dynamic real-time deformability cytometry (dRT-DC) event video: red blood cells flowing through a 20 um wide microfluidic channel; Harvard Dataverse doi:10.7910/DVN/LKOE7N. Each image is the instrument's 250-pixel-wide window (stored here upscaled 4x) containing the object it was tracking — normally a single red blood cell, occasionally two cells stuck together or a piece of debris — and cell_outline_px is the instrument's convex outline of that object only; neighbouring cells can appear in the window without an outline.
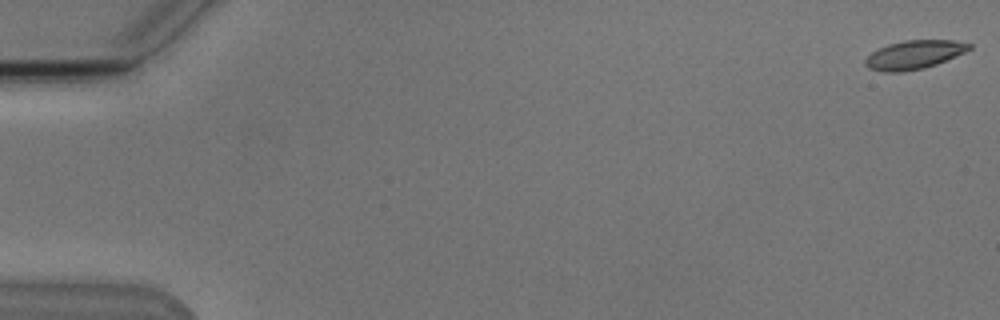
{"species": "Egyptian fruit bat (a non-hibernating species)", "species_latin": "Rousettus aegyptiacus", "temperature_condition": "cold", "stored_images_in_passage": 55, "camera_frame_rate_fps": 3000, "um_per_image_px": 0.085, "animal": {"sex": "male"}, "frame": {"image": 1, "passage_image": 1, "time_ms": 0.0, "image_size_px": [1000, 320], "cell_outline_px": [[972, 48], [964, 52], [936, 64], [924, 68], [900, 72], [888, 72], [868, 68], [864, 64], [864, 60], [872, 52], [888, 44], [904, 40], [952, 40], [972, 44]], "centroid_in_image_um": [77.69, 4.65], "position_along_channel_um": 7.3, "area_um2": 17.17}}
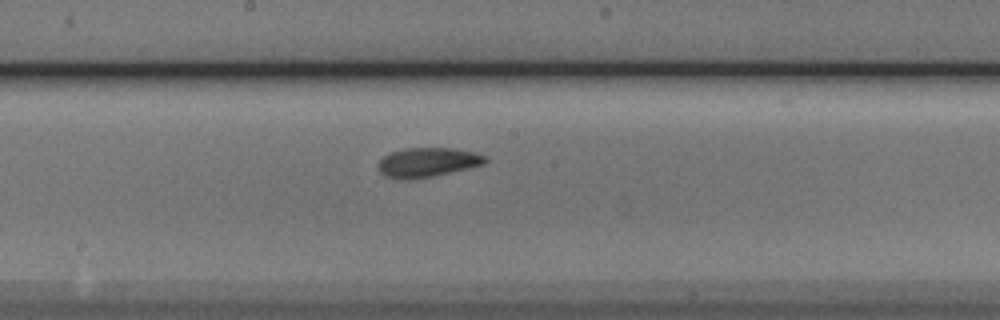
{"frame": {"image": 2, "passage_image": 30, "time_ms": 9.667, "image_size_px": [1000, 320], "cell_outline_px": [[488, 160], [484, 164], [468, 168], [432, 176], [408, 180], [404, 180], [384, 176], [380, 172], [380, 160], [384, 156], [392, 152], [404, 148], [452, 148], [472, 152], [488, 156]], "centroid_in_image_um": [36.36, 13.8], "position_along_channel_um": 211.8, "area_um2": 18.15}}
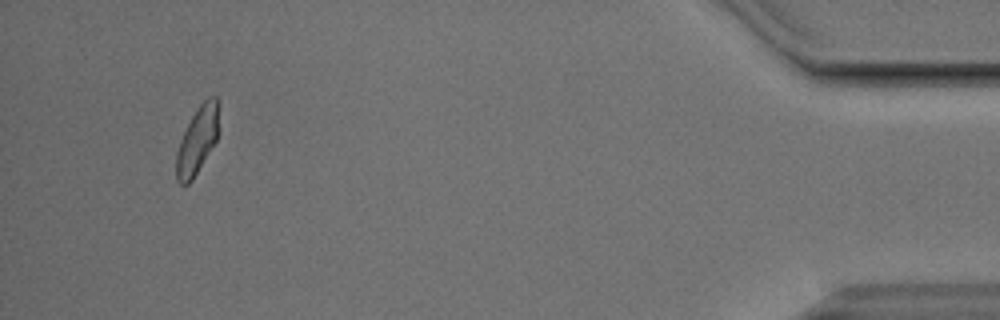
{"frame": {"image": 3, "passage_image": 52, "time_ms": 17.0, "image_size_px": [1000, 320], "cell_outline_px": [[216, 140], [192, 180], [184, 188], [176, 180], [176, 152], [180, 140], [196, 108], [208, 96], [216, 96]], "centroid_in_image_um": [16.7, 12.0], "position_along_channel_um": 418.5, "area_um2": 16.07}, "authors_computed_cell_mechanics": {"area_um2": 17.5712, "velocity_mm_per_s": 3.7864, "shape_relaxation_time_tau1_ms": 4.6403, "shape_relaxation_time_tau2_ms": 1.9796, "deformation_change_tau1": 0.1321, "deformation_change_tau2": 0.0778}}